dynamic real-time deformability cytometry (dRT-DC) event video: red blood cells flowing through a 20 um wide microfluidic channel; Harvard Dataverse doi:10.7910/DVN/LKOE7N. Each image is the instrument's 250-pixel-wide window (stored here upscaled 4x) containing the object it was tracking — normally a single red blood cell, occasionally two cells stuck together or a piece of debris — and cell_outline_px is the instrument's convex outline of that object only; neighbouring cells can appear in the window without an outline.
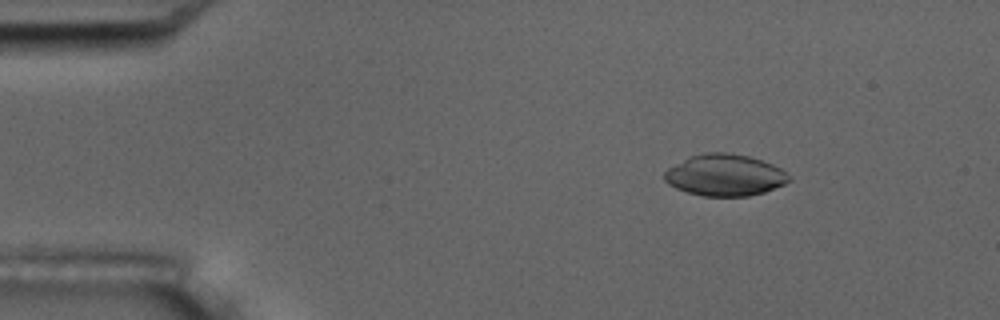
{"species": "common noctule bat (a hibernating species)", "species_latin": "Nyctalus noctula", "temperature_condition": "room temperature", "stored_images_in_passage": 6, "camera_frame_rate_fps": 3000, "um_per_image_px": 0.085, "animal": {"sex": "male", "body_mass_g": 17.5, "forearm_length_mm": 52.3}, "frame": {"image": 1, "passage_image": 3, "time_ms": 2.333, "image_size_px": [1000, 320], "cell_outline_px": [[788, 180], [784, 184], [764, 192], [748, 196], [704, 196], [688, 192], [676, 188], [668, 184], [664, 180], [664, 172], [668, 168], [692, 156], [704, 152], [724, 152], [748, 156], [772, 164], [780, 168], [788, 176]], "centroid_in_image_um": [61.58, 14.89], "position_along_channel_um": 23.4, "area_um2": 29.77}}